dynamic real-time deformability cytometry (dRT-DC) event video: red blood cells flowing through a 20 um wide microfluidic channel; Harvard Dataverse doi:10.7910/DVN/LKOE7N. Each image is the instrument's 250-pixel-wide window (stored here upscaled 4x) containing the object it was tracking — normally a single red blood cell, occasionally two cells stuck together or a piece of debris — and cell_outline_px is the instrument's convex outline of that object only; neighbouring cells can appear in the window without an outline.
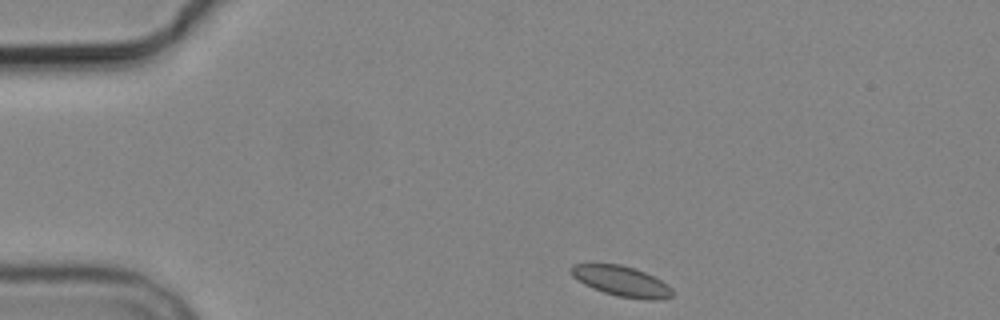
{"species": "common noctule bat (a hibernating species)", "species_latin": "Nyctalus noctula", "temperature_condition": "cold", "stored_images_in_passage": 3, "camera_frame_rate_fps": 3000, "um_per_image_px": 0.085, "animal": {"sex": "male", "body_mass_g": 19.2, "forearm_length_mm": 51.8}, "frame": {"image": 1, "passage_image": 1, "time_ms": 0.0, "image_size_px": [1000, 320], "cell_outline_px": [[676, 292], [672, 296], [652, 300], [616, 296], [592, 288], [584, 284], [572, 276], [568, 268], [572, 264], [620, 264], [644, 272], [660, 280], [672, 288]], "centroid_in_image_um": [52.79, 23.9], "position_along_channel_um": 32.2, "area_um2": 17.74}}